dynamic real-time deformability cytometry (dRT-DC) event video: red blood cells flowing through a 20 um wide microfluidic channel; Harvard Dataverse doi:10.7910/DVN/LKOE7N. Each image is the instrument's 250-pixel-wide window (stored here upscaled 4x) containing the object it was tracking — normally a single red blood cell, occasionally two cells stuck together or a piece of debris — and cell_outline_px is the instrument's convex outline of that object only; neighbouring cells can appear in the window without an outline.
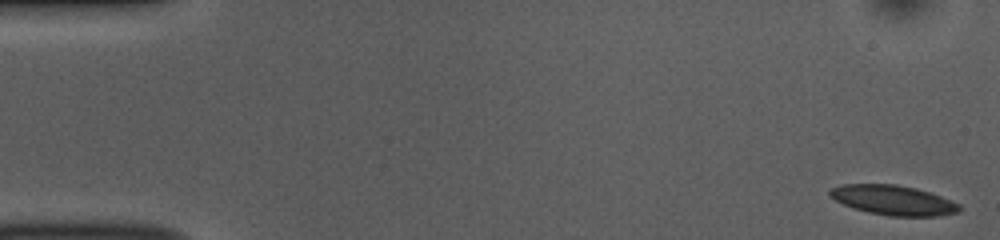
{"species": "common noctule bat (a hibernating species)", "species_latin": "Nyctalus noctula", "temperature_condition": "room temperature", "stored_images_in_passage": 52, "camera_frame_rate_fps": 3000, "um_per_image_px": 0.085, "animal": {"sex": "female", "body_mass_g": 10.0, "forearm_length_mm": 53.1}, "frame": {"image": 1, "passage_image": 1, "time_ms": 0.0, "image_size_px": [1000, 240], "cell_outline_px": [[960, 212], [936, 216], [888, 216], [868, 212], [844, 204], [828, 196], [828, 192], [832, 188], [844, 184], [896, 184], [916, 188], [932, 192], [960, 204]], "centroid_in_image_um": [75.96, 17.01], "position_along_channel_um": 9.0, "area_um2": 22.48}}
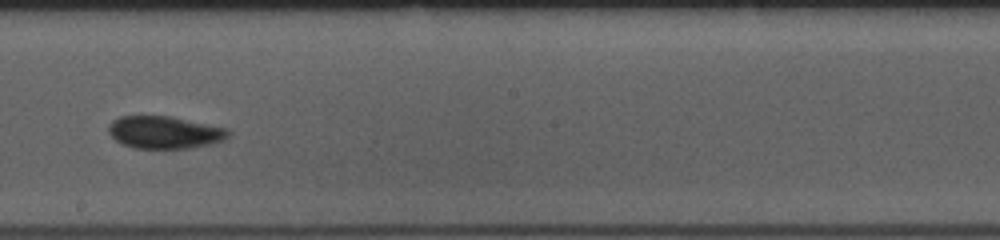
{"frame": {"image": 2, "passage_image": 29, "time_ms": 9.333, "image_size_px": [1000, 240], "cell_outline_px": [[232, 132], [224, 140], [208, 144], [188, 148], [132, 148], [116, 140], [108, 132], [108, 124], [112, 120], [120, 116], [172, 116], [228, 128]], "centroid_in_image_um": [13.99, 11.23], "position_along_channel_um": 234.2, "area_um2": 22.72}}
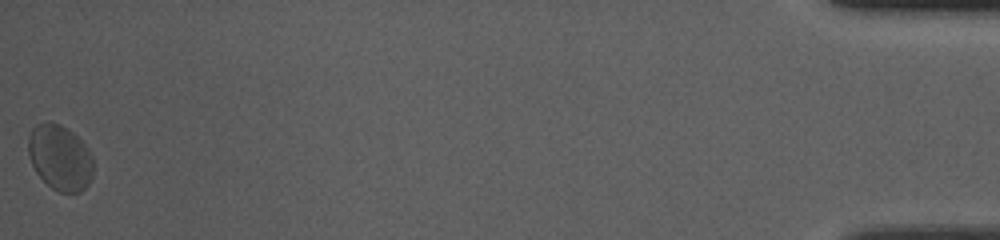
{"frame": {"image": 3, "passage_image": 52, "time_ms": 17.0, "image_size_px": [1000, 240], "cell_outline_px": [[92, 176], [88, 184], [80, 192], [60, 192], [52, 188], [36, 172], [28, 156], [28, 136], [32, 128], [36, 124], [60, 124], [72, 132], [88, 148], [92, 156]], "centroid_in_image_um": [5.09, 13.4], "position_along_channel_um": 430.1, "area_um2": 24.45}, "authors_computed_cell_mechanics": {"area_um2": 22.4264, "velocity_mm_per_s": 3.7968, "shape_relaxation_time_tau1_ms": 3.5745, "shape_relaxation_time_tau2_ms": 3.5258, "deformation_change_tau1": 0.073, "deformation_change_tau2": 0.0665}}